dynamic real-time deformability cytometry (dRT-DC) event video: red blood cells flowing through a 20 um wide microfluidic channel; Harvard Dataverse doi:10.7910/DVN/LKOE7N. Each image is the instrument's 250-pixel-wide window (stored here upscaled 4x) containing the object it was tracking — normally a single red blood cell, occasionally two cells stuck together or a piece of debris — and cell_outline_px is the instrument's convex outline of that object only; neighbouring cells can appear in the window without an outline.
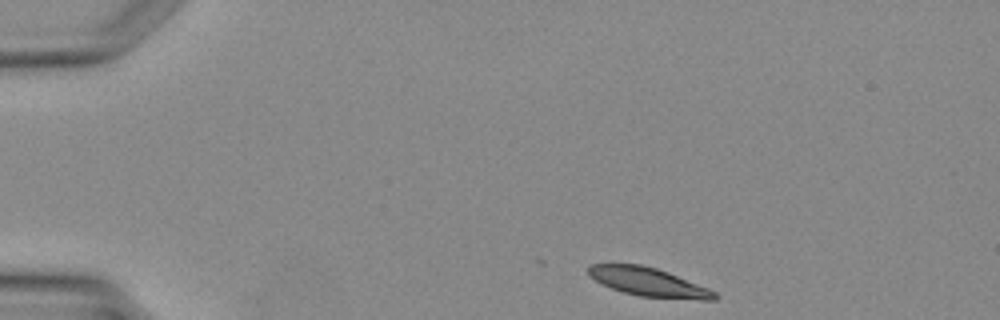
{"species": "Egyptian fruit bat (a non-hibernating species)", "species_latin": "Rousettus aegyptiacus", "temperature_condition": "warm", "stored_images_in_passage": 3, "camera_frame_rate_fps": 3000, "um_per_image_px": 0.085, "animal": {"sex": "female"}, "frame": {"image": 1, "passage_image": 1, "time_ms": 0.0, "image_size_px": [1000, 320], "cell_outline_px": [[720, 296], [716, 300], [700, 300], [640, 296], [624, 292], [600, 284], [588, 276], [588, 264], [640, 264], [656, 268], [668, 272], [708, 288], [716, 292]], "centroid_in_image_um": [55.12, 23.97], "position_along_channel_um": 29.9, "area_um2": 21.15}}